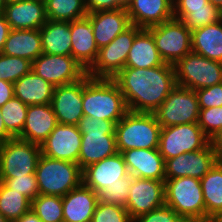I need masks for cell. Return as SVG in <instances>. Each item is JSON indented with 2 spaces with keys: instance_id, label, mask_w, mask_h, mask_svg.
I'll list each match as a JSON object with an SVG mask.
<instances>
[{
  "instance_id": "1",
  "label": "cell",
  "mask_w": 222,
  "mask_h": 222,
  "mask_svg": "<svg viewBox=\"0 0 222 222\" xmlns=\"http://www.w3.org/2000/svg\"><path fill=\"white\" fill-rule=\"evenodd\" d=\"M113 80L129 111L154 113L176 86L174 65L122 69Z\"/></svg>"
},
{
  "instance_id": "2",
  "label": "cell",
  "mask_w": 222,
  "mask_h": 222,
  "mask_svg": "<svg viewBox=\"0 0 222 222\" xmlns=\"http://www.w3.org/2000/svg\"><path fill=\"white\" fill-rule=\"evenodd\" d=\"M82 101L84 116L115 124L129 111L124 95L113 79L91 78L86 74L82 78Z\"/></svg>"
},
{
  "instance_id": "3",
  "label": "cell",
  "mask_w": 222,
  "mask_h": 222,
  "mask_svg": "<svg viewBox=\"0 0 222 222\" xmlns=\"http://www.w3.org/2000/svg\"><path fill=\"white\" fill-rule=\"evenodd\" d=\"M160 131L161 125L154 113L128 111L115 125L117 151L157 149Z\"/></svg>"
},
{
  "instance_id": "4",
  "label": "cell",
  "mask_w": 222,
  "mask_h": 222,
  "mask_svg": "<svg viewBox=\"0 0 222 222\" xmlns=\"http://www.w3.org/2000/svg\"><path fill=\"white\" fill-rule=\"evenodd\" d=\"M39 194L65 196L82 182L79 164L41 154L35 172Z\"/></svg>"
},
{
  "instance_id": "5",
  "label": "cell",
  "mask_w": 222,
  "mask_h": 222,
  "mask_svg": "<svg viewBox=\"0 0 222 222\" xmlns=\"http://www.w3.org/2000/svg\"><path fill=\"white\" fill-rule=\"evenodd\" d=\"M165 204L182 218L206 221V207L200 179L181 177L164 181Z\"/></svg>"
},
{
  "instance_id": "6",
  "label": "cell",
  "mask_w": 222,
  "mask_h": 222,
  "mask_svg": "<svg viewBox=\"0 0 222 222\" xmlns=\"http://www.w3.org/2000/svg\"><path fill=\"white\" fill-rule=\"evenodd\" d=\"M176 85L198 90L222 82V62L190 52L174 64Z\"/></svg>"
},
{
  "instance_id": "7",
  "label": "cell",
  "mask_w": 222,
  "mask_h": 222,
  "mask_svg": "<svg viewBox=\"0 0 222 222\" xmlns=\"http://www.w3.org/2000/svg\"><path fill=\"white\" fill-rule=\"evenodd\" d=\"M143 28L131 25L120 33L108 45L98 50V55L93 65L86 71L91 78L113 79L125 68L129 50L132 47L135 36Z\"/></svg>"
},
{
  "instance_id": "8",
  "label": "cell",
  "mask_w": 222,
  "mask_h": 222,
  "mask_svg": "<svg viewBox=\"0 0 222 222\" xmlns=\"http://www.w3.org/2000/svg\"><path fill=\"white\" fill-rule=\"evenodd\" d=\"M41 145L19 138L0 144V179L35 174Z\"/></svg>"
},
{
  "instance_id": "9",
  "label": "cell",
  "mask_w": 222,
  "mask_h": 222,
  "mask_svg": "<svg viewBox=\"0 0 222 222\" xmlns=\"http://www.w3.org/2000/svg\"><path fill=\"white\" fill-rule=\"evenodd\" d=\"M146 29L152 34L156 48L165 63L174 65L192 52L191 30L182 21L173 18Z\"/></svg>"
},
{
  "instance_id": "10",
  "label": "cell",
  "mask_w": 222,
  "mask_h": 222,
  "mask_svg": "<svg viewBox=\"0 0 222 222\" xmlns=\"http://www.w3.org/2000/svg\"><path fill=\"white\" fill-rule=\"evenodd\" d=\"M199 103L195 90L176 85L154 112L161 127L196 123L199 119Z\"/></svg>"
},
{
  "instance_id": "11",
  "label": "cell",
  "mask_w": 222,
  "mask_h": 222,
  "mask_svg": "<svg viewBox=\"0 0 222 222\" xmlns=\"http://www.w3.org/2000/svg\"><path fill=\"white\" fill-rule=\"evenodd\" d=\"M211 139L196 123L161 127L158 150L164 160L207 147Z\"/></svg>"
},
{
  "instance_id": "12",
  "label": "cell",
  "mask_w": 222,
  "mask_h": 222,
  "mask_svg": "<svg viewBox=\"0 0 222 222\" xmlns=\"http://www.w3.org/2000/svg\"><path fill=\"white\" fill-rule=\"evenodd\" d=\"M32 70L54 87L78 82L86 70L71 55L42 53L32 62Z\"/></svg>"
},
{
  "instance_id": "13",
  "label": "cell",
  "mask_w": 222,
  "mask_h": 222,
  "mask_svg": "<svg viewBox=\"0 0 222 222\" xmlns=\"http://www.w3.org/2000/svg\"><path fill=\"white\" fill-rule=\"evenodd\" d=\"M219 150L210 143L198 151L165 160V180L181 177L201 179L218 161Z\"/></svg>"
},
{
  "instance_id": "14",
  "label": "cell",
  "mask_w": 222,
  "mask_h": 222,
  "mask_svg": "<svg viewBox=\"0 0 222 222\" xmlns=\"http://www.w3.org/2000/svg\"><path fill=\"white\" fill-rule=\"evenodd\" d=\"M164 181L133 177L125 206L133 220L165 204Z\"/></svg>"
},
{
  "instance_id": "15",
  "label": "cell",
  "mask_w": 222,
  "mask_h": 222,
  "mask_svg": "<svg viewBox=\"0 0 222 222\" xmlns=\"http://www.w3.org/2000/svg\"><path fill=\"white\" fill-rule=\"evenodd\" d=\"M82 134L78 126L57 124L41 144V153L52 159L67 160L78 164Z\"/></svg>"
},
{
  "instance_id": "16",
  "label": "cell",
  "mask_w": 222,
  "mask_h": 222,
  "mask_svg": "<svg viewBox=\"0 0 222 222\" xmlns=\"http://www.w3.org/2000/svg\"><path fill=\"white\" fill-rule=\"evenodd\" d=\"M50 104L58 124L78 126L84 116L82 79L72 84L55 87Z\"/></svg>"
},
{
  "instance_id": "17",
  "label": "cell",
  "mask_w": 222,
  "mask_h": 222,
  "mask_svg": "<svg viewBox=\"0 0 222 222\" xmlns=\"http://www.w3.org/2000/svg\"><path fill=\"white\" fill-rule=\"evenodd\" d=\"M129 175L121 153L92 163L82 170L83 183L96 193Z\"/></svg>"
},
{
  "instance_id": "18",
  "label": "cell",
  "mask_w": 222,
  "mask_h": 222,
  "mask_svg": "<svg viewBox=\"0 0 222 222\" xmlns=\"http://www.w3.org/2000/svg\"><path fill=\"white\" fill-rule=\"evenodd\" d=\"M133 177L165 180V160L157 149H129L121 152Z\"/></svg>"
},
{
  "instance_id": "19",
  "label": "cell",
  "mask_w": 222,
  "mask_h": 222,
  "mask_svg": "<svg viewBox=\"0 0 222 222\" xmlns=\"http://www.w3.org/2000/svg\"><path fill=\"white\" fill-rule=\"evenodd\" d=\"M131 25L148 28L174 18L173 0H128Z\"/></svg>"
},
{
  "instance_id": "20",
  "label": "cell",
  "mask_w": 222,
  "mask_h": 222,
  "mask_svg": "<svg viewBox=\"0 0 222 222\" xmlns=\"http://www.w3.org/2000/svg\"><path fill=\"white\" fill-rule=\"evenodd\" d=\"M87 17L91 21L95 43L99 49L131 26L126 8L89 13Z\"/></svg>"
},
{
  "instance_id": "21",
  "label": "cell",
  "mask_w": 222,
  "mask_h": 222,
  "mask_svg": "<svg viewBox=\"0 0 222 222\" xmlns=\"http://www.w3.org/2000/svg\"><path fill=\"white\" fill-rule=\"evenodd\" d=\"M2 13L11 29H40L47 21L44 0L11 2Z\"/></svg>"
},
{
  "instance_id": "22",
  "label": "cell",
  "mask_w": 222,
  "mask_h": 222,
  "mask_svg": "<svg viewBox=\"0 0 222 222\" xmlns=\"http://www.w3.org/2000/svg\"><path fill=\"white\" fill-rule=\"evenodd\" d=\"M71 56L87 71L95 62L98 50L91 21L87 16L70 21Z\"/></svg>"
},
{
  "instance_id": "23",
  "label": "cell",
  "mask_w": 222,
  "mask_h": 222,
  "mask_svg": "<svg viewBox=\"0 0 222 222\" xmlns=\"http://www.w3.org/2000/svg\"><path fill=\"white\" fill-rule=\"evenodd\" d=\"M51 104L29 105L19 139L41 145L57 125Z\"/></svg>"
},
{
  "instance_id": "24",
  "label": "cell",
  "mask_w": 222,
  "mask_h": 222,
  "mask_svg": "<svg viewBox=\"0 0 222 222\" xmlns=\"http://www.w3.org/2000/svg\"><path fill=\"white\" fill-rule=\"evenodd\" d=\"M97 193L83 182L62 197L63 222H91Z\"/></svg>"
},
{
  "instance_id": "25",
  "label": "cell",
  "mask_w": 222,
  "mask_h": 222,
  "mask_svg": "<svg viewBox=\"0 0 222 222\" xmlns=\"http://www.w3.org/2000/svg\"><path fill=\"white\" fill-rule=\"evenodd\" d=\"M115 132H86L82 134L78 164L83 170L117 153Z\"/></svg>"
},
{
  "instance_id": "26",
  "label": "cell",
  "mask_w": 222,
  "mask_h": 222,
  "mask_svg": "<svg viewBox=\"0 0 222 222\" xmlns=\"http://www.w3.org/2000/svg\"><path fill=\"white\" fill-rule=\"evenodd\" d=\"M1 53L33 62L43 53L40 29H11Z\"/></svg>"
},
{
  "instance_id": "27",
  "label": "cell",
  "mask_w": 222,
  "mask_h": 222,
  "mask_svg": "<svg viewBox=\"0 0 222 222\" xmlns=\"http://www.w3.org/2000/svg\"><path fill=\"white\" fill-rule=\"evenodd\" d=\"M14 86V97L26 105L50 104L55 87L39 77L33 70L18 79Z\"/></svg>"
},
{
  "instance_id": "28",
  "label": "cell",
  "mask_w": 222,
  "mask_h": 222,
  "mask_svg": "<svg viewBox=\"0 0 222 222\" xmlns=\"http://www.w3.org/2000/svg\"><path fill=\"white\" fill-rule=\"evenodd\" d=\"M165 64L160 56L152 34L143 28L133 41L125 67L152 68Z\"/></svg>"
},
{
  "instance_id": "29",
  "label": "cell",
  "mask_w": 222,
  "mask_h": 222,
  "mask_svg": "<svg viewBox=\"0 0 222 222\" xmlns=\"http://www.w3.org/2000/svg\"><path fill=\"white\" fill-rule=\"evenodd\" d=\"M192 52L222 62V20L191 31Z\"/></svg>"
},
{
  "instance_id": "30",
  "label": "cell",
  "mask_w": 222,
  "mask_h": 222,
  "mask_svg": "<svg viewBox=\"0 0 222 222\" xmlns=\"http://www.w3.org/2000/svg\"><path fill=\"white\" fill-rule=\"evenodd\" d=\"M42 50L45 54L71 55L69 21L47 20L40 28Z\"/></svg>"
},
{
  "instance_id": "31",
  "label": "cell",
  "mask_w": 222,
  "mask_h": 222,
  "mask_svg": "<svg viewBox=\"0 0 222 222\" xmlns=\"http://www.w3.org/2000/svg\"><path fill=\"white\" fill-rule=\"evenodd\" d=\"M206 207V221L222 211V164H216L200 179Z\"/></svg>"
},
{
  "instance_id": "32",
  "label": "cell",
  "mask_w": 222,
  "mask_h": 222,
  "mask_svg": "<svg viewBox=\"0 0 222 222\" xmlns=\"http://www.w3.org/2000/svg\"><path fill=\"white\" fill-rule=\"evenodd\" d=\"M175 19L182 21L191 31L222 20V11L207 3L205 8L173 9Z\"/></svg>"
},
{
  "instance_id": "33",
  "label": "cell",
  "mask_w": 222,
  "mask_h": 222,
  "mask_svg": "<svg viewBox=\"0 0 222 222\" xmlns=\"http://www.w3.org/2000/svg\"><path fill=\"white\" fill-rule=\"evenodd\" d=\"M47 20L73 21L87 16L85 0H44Z\"/></svg>"
},
{
  "instance_id": "34",
  "label": "cell",
  "mask_w": 222,
  "mask_h": 222,
  "mask_svg": "<svg viewBox=\"0 0 222 222\" xmlns=\"http://www.w3.org/2000/svg\"><path fill=\"white\" fill-rule=\"evenodd\" d=\"M31 209V201L22 194L8 188L0 181V213L9 221L19 219Z\"/></svg>"
},
{
  "instance_id": "35",
  "label": "cell",
  "mask_w": 222,
  "mask_h": 222,
  "mask_svg": "<svg viewBox=\"0 0 222 222\" xmlns=\"http://www.w3.org/2000/svg\"><path fill=\"white\" fill-rule=\"evenodd\" d=\"M27 108L28 105L16 97L0 107L5 128L14 138H17L24 128Z\"/></svg>"
},
{
  "instance_id": "36",
  "label": "cell",
  "mask_w": 222,
  "mask_h": 222,
  "mask_svg": "<svg viewBox=\"0 0 222 222\" xmlns=\"http://www.w3.org/2000/svg\"><path fill=\"white\" fill-rule=\"evenodd\" d=\"M31 209L41 222H63L61 196L39 194L31 201Z\"/></svg>"
},
{
  "instance_id": "37",
  "label": "cell",
  "mask_w": 222,
  "mask_h": 222,
  "mask_svg": "<svg viewBox=\"0 0 222 222\" xmlns=\"http://www.w3.org/2000/svg\"><path fill=\"white\" fill-rule=\"evenodd\" d=\"M32 70L30 60L0 53V79L15 83Z\"/></svg>"
},
{
  "instance_id": "38",
  "label": "cell",
  "mask_w": 222,
  "mask_h": 222,
  "mask_svg": "<svg viewBox=\"0 0 222 222\" xmlns=\"http://www.w3.org/2000/svg\"><path fill=\"white\" fill-rule=\"evenodd\" d=\"M132 180L133 176L129 174L117 180V183L104 187L97 192L98 202L126 206Z\"/></svg>"
},
{
  "instance_id": "39",
  "label": "cell",
  "mask_w": 222,
  "mask_h": 222,
  "mask_svg": "<svg viewBox=\"0 0 222 222\" xmlns=\"http://www.w3.org/2000/svg\"><path fill=\"white\" fill-rule=\"evenodd\" d=\"M91 222H133L125 206L98 202Z\"/></svg>"
},
{
  "instance_id": "40",
  "label": "cell",
  "mask_w": 222,
  "mask_h": 222,
  "mask_svg": "<svg viewBox=\"0 0 222 222\" xmlns=\"http://www.w3.org/2000/svg\"><path fill=\"white\" fill-rule=\"evenodd\" d=\"M198 125L212 140L222 129V106L200 109Z\"/></svg>"
},
{
  "instance_id": "41",
  "label": "cell",
  "mask_w": 222,
  "mask_h": 222,
  "mask_svg": "<svg viewBox=\"0 0 222 222\" xmlns=\"http://www.w3.org/2000/svg\"><path fill=\"white\" fill-rule=\"evenodd\" d=\"M11 190L22 192L30 201L39 195L38 182L35 174H28L21 177L0 179Z\"/></svg>"
},
{
  "instance_id": "42",
  "label": "cell",
  "mask_w": 222,
  "mask_h": 222,
  "mask_svg": "<svg viewBox=\"0 0 222 222\" xmlns=\"http://www.w3.org/2000/svg\"><path fill=\"white\" fill-rule=\"evenodd\" d=\"M195 92L197 94L200 109L222 106V82L213 86L198 89Z\"/></svg>"
},
{
  "instance_id": "43",
  "label": "cell",
  "mask_w": 222,
  "mask_h": 222,
  "mask_svg": "<svg viewBox=\"0 0 222 222\" xmlns=\"http://www.w3.org/2000/svg\"><path fill=\"white\" fill-rule=\"evenodd\" d=\"M181 218L175 210L164 204L149 213L136 217L133 222H179Z\"/></svg>"
},
{
  "instance_id": "44",
  "label": "cell",
  "mask_w": 222,
  "mask_h": 222,
  "mask_svg": "<svg viewBox=\"0 0 222 222\" xmlns=\"http://www.w3.org/2000/svg\"><path fill=\"white\" fill-rule=\"evenodd\" d=\"M115 123L113 121L99 118L83 116L78 124L81 134L86 132H115Z\"/></svg>"
},
{
  "instance_id": "45",
  "label": "cell",
  "mask_w": 222,
  "mask_h": 222,
  "mask_svg": "<svg viewBox=\"0 0 222 222\" xmlns=\"http://www.w3.org/2000/svg\"><path fill=\"white\" fill-rule=\"evenodd\" d=\"M128 0H85L87 13H94L105 10L125 9Z\"/></svg>"
},
{
  "instance_id": "46",
  "label": "cell",
  "mask_w": 222,
  "mask_h": 222,
  "mask_svg": "<svg viewBox=\"0 0 222 222\" xmlns=\"http://www.w3.org/2000/svg\"><path fill=\"white\" fill-rule=\"evenodd\" d=\"M207 3V0H173V9L205 8Z\"/></svg>"
},
{
  "instance_id": "47",
  "label": "cell",
  "mask_w": 222,
  "mask_h": 222,
  "mask_svg": "<svg viewBox=\"0 0 222 222\" xmlns=\"http://www.w3.org/2000/svg\"><path fill=\"white\" fill-rule=\"evenodd\" d=\"M14 97L13 83L0 79V107Z\"/></svg>"
},
{
  "instance_id": "48",
  "label": "cell",
  "mask_w": 222,
  "mask_h": 222,
  "mask_svg": "<svg viewBox=\"0 0 222 222\" xmlns=\"http://www.w3.org/2000/svg\"><path fill=\"white\" fill-rule=\"evenodd\" d=\"M10 30L11 28L8 22L6 21L4 14L0 13V53L3 50L5 41L8 37Z\"/></svg>"
},
{
  "instance_id": "49",
  "label": "cell",
  "mask_w": 222,
  "mask_h": 222,
  "mask_svg": "<svg viewBox=\"0 0 222 222\" xmlns=\"http://www.w3.org/2000/svg\"><path fill=\"white\" fill-rule=\"evenodd\" d=\"M12 138L14 137L5 128L2 115H1V109H0V144H3L6 141H9Z\"/></svg>"
},
{
  "instance_id": "50",
  "label": "cell",
  "mask_w": 222,
  "mask_h": 222,
  "mask_svg": "<svg viewBox=\"0 0 222 222\" xmlns=\"http://www.w3.org/2000/svg\"><path fill=\"white\" fill-rule=\"evenodd\" d=\"M13 222H41L39 217L30 209L28 212L23 214L19 219L14 220Z\"/></svg>"
},
{
  "instance_id": "51",
  "label": "cell",
  "mask_w": 222,
  "mask_h": 222,
  "mask_svg": "<svg viewBox=\"0 0 222 222\" xmlns=\"http://www.w3.org/2000/svg\"><path fill=\"white\" fill-rule=\"evenodd\" d=\"M211 143L219 150L222 151V129L220 132L211 140Z\"/></svg>"
},
{
  "instance_id": "52",
  "label": "cell",
  "mask_w": 222,
  "mask_h": 222,
  "mask_svg": "<svg viewBox=\"0 0 222 222\" xmlns=\"http://www.w3.org/2000/svg\"><path fill=\"white\" fill-rule=\"evenodd\" d=\"M208 222H222V211L216 213V214H213Z\"/></svg>"
},
{
  "instance_id": "53",
  "label": "cell",
  "mask_w": 222,
  "mask_h": 222,
  "mask_svg": "<svg viewBox=\"0 0 222 222\" xmlns=\"http://www.w3.org/2000/svg\"><path fill=\"white\" fill-rule=\"evenodd\" d=\"M207 1L222 11V0H207Z\"/></svg>"
},
{
  "instance_id": "54",
  "label": "cell",
  "mask_w": 222,
  "mask_h": 222,
  "mask_svg": "<svg viewBox=\"0 0 222 222\" xmlns=\"http://www.w3.org/2000/svg\"><path fill=\"white\" fill-rule=\"evenodd\" d=\"M179 222H208L202 219H195V218H181Z\"/></svg>"
},
{
  "instance_id": "55",
  "label": "cell",
  "mask_w": 222,
  "mask_h": 222,
  "mask_svg": "<svg viewBox=\"0 0 222 222\" xmlns=\"http://www.w3.org/2000/svg\"><path fill=\"white\" fill-rule=\"evenodd\" d=\"M5 5L6 4H5L4 0H0V13L3 12Z\"/></svg>"
},
{
  "instance_id": "56",
  "label": "cell",
  "mask_w": 222,
  "mask_h": 222,
  "mask_svg": "<svg viewBox=\"0 0 222 222\" xmlns=\"http://www.w3.org/2000/svg\"><path fill=\"white\" fill-rule=\"evenodd\" d=\"M0 222H9V221L0 213Z\"/></svg>"
},
{
  "instance_id": "57",
  "label": "cell",
  "mask_w": 222,
  "mask_h": 222,
  "mask_svg": "<svg viewBox=\"0 0 222 222\" xmlns=\"http://www.w3.org/2000/svg\"><path fill=\"white\" fill-rule=\"evenodd\" d=\"M218 161L222 164V151H219Z\"/></svg>"
},
{
  "instance_id": "58",
  "label": "cell",
  "mask_w": 222,
  "mask_h": 222,
  "mask_svg": "<svg viewBox=\"0 0 222 222\" xmlns=\"http://www.w3.org/2000/svg\"><path fill=\"white\" fill-rule=\"evenodd\" d=\"M22 0H4L5 4L11 3V2H18Z\"/></svg>"
}]
</instances>
